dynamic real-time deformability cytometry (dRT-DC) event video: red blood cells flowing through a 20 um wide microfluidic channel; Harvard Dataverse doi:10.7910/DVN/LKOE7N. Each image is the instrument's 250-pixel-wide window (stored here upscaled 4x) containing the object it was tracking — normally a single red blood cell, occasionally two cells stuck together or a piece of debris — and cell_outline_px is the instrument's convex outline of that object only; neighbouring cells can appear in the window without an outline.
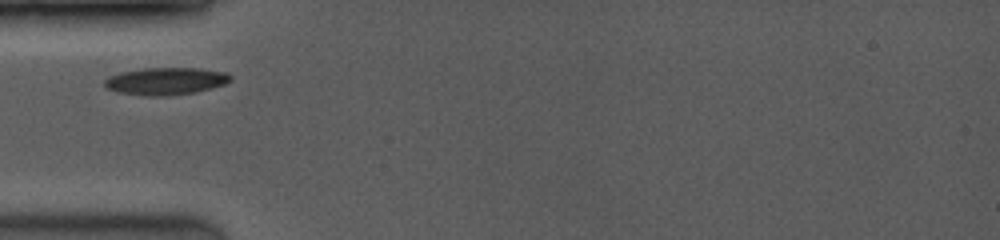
{"species": "common noctule bat (a hibernating species)", "species_latin": "Nyctalus noctula", "temperature_condition": "room temperature", "stored_images_in_passage": 2, "camera_frame_rate_fps": 3500, "um_per_image_px": 0.085, "animal": {"sex": "female", "body_mass_g": 19.0, "forearm_length_mm": 53.3}, "frame": {"image": 1, "passage_image": 1, "time_ms": 0.0, "image_size_px": [1000, 240], "cell_outline_px": [[232, 80], [224, 84], [196, 92], [168, 96], [148, 96], [116, 92], [104, 88], [104, 80], [108, 76], [120, 72], [144, 68], [200, 68], [228, 72], [232, 76]], "centroid_in_image_um": [14.07, 6.89], "position_along_channel_um": 70.9, "area_um2": 20.35}}